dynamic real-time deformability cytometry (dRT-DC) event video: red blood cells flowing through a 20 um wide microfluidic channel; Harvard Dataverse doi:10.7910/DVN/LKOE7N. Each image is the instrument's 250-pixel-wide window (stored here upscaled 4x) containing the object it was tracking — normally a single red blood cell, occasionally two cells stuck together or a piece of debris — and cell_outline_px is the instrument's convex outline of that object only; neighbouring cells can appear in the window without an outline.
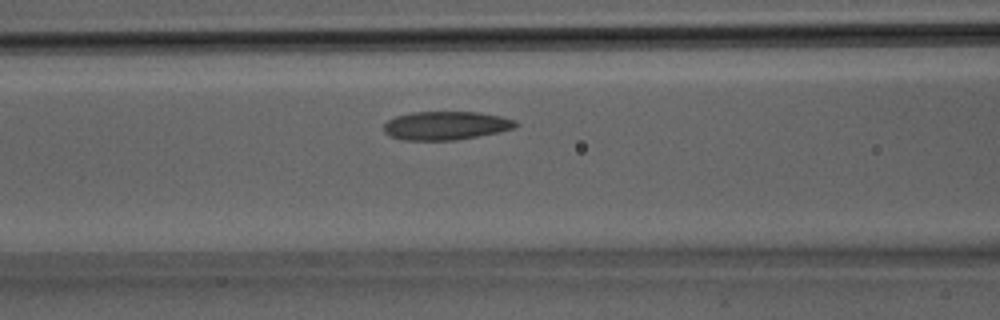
{"species": "Egyptian fruit bat (a non-hibernating species)", "species_latin": "Rousettus aegyptiacus", "temperature_condition": "room temperature", "stored_images_in_passage": 18, "camera_frame_rate_fps": 3000, "um_per_image_px": 0.085, "animal": {"sex": "male"}, "frame": {"image": 1, "passage_image": 8, "time_ms": 2.333, "image_size_px": [1000, 320], "cell_outline_px": [[520, 124], [516, 128], [500, 132], [456, 140], [404, 140], [392, 136], [384, 132], [384, 124], [388, 120], [396, 116], [412, 112], [480, 112], [500, 116], [516, 120]], "centroid_in_image_um": [37.95, 10.67], "position_along_channel_um": 128.6, "area_um2": 22.02}}